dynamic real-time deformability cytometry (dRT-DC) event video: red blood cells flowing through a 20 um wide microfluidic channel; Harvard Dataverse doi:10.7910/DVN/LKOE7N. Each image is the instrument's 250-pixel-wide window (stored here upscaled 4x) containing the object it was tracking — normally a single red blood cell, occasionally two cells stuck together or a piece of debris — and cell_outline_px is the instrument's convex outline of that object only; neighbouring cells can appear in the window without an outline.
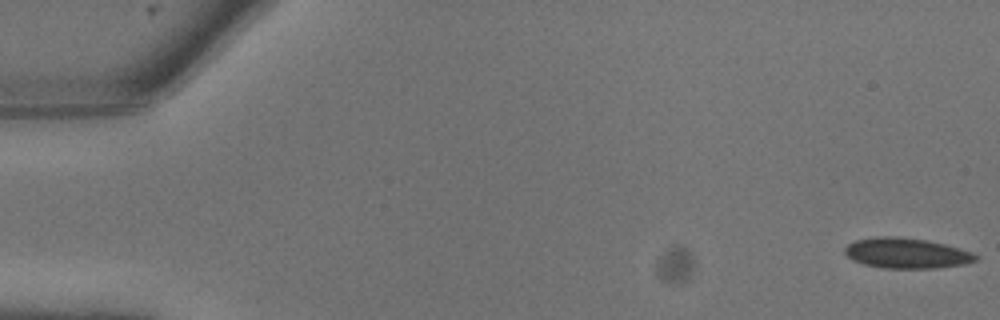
{"species": "common noctule bat (a hibernating species)", "species_latin": "Nyctalus noctula", "temperature_condition": "warm", "stored_images_in_passage": 12, "camera_frame_rate_fps": 3000, "um_per_image_px": 0.085, "animal": {"sex": "male", "body_mass_g": 13.3}, "frame": {"image": 1, "passage_image": 1, "time_ms": 0.0, "image_size_px": [1000, 320], "cell_outline_px": [[980, 256], [976, 260], [964, 264], [936, 268], [880, 268], [864, 264], [852, 260], [844, 252], [844, 248], [848, 244], [856, 240], [876, 236], [892, 236], [928, 240], [960, 248], [972, 252]], "centroid_in_image_um": [77.05, 21.52], "position_along_channel_um": 7.9, "area_um2": 23.24}}
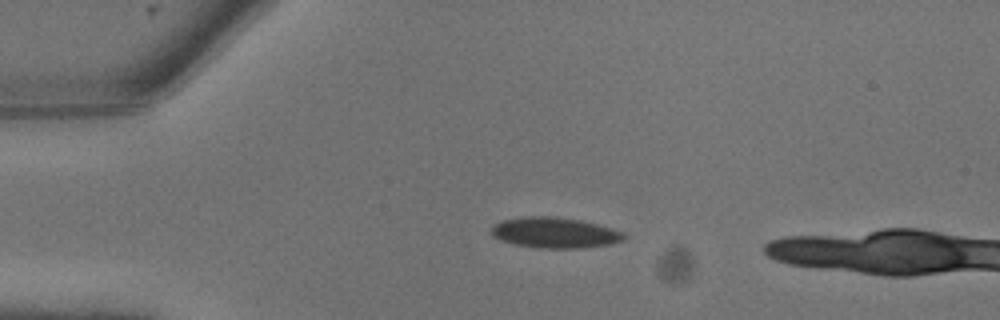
{"frame": {"image": 2, "passage_image": 6, "time_ms": 1.667, "image_size_px": [1000, 320], "cell_outline_px": [[624, 240], [608, 244], [576, 248], [536, 248], [516, 244], [500, 240], [492, 236], [492, 228], [496, 224], [504, 220], [524, 216], [556, 216], [580, 220], [596, 224], [624, 232]], "centroid_in_image_um": [47.13, 19.77], "position_along_channel_um": 37.9, "area_um2": 23.41}}
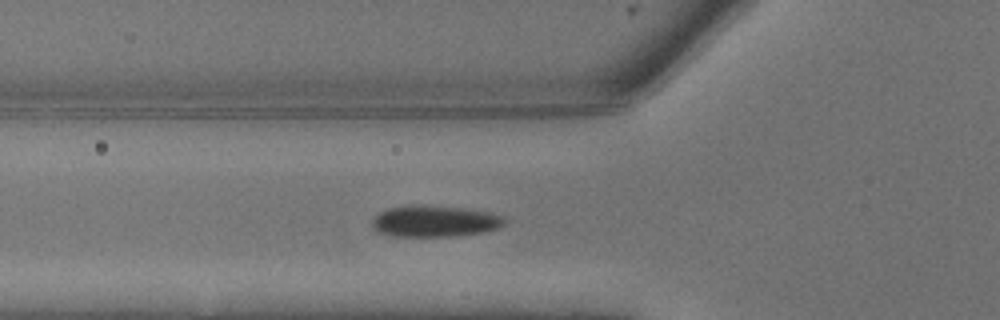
{"frame": {"image": 3, "passage_image": 9, "time_ms": 2.667, "image_size_px": [1000, 320], "cell_outline_px": [[508, 220], [500, 228], [484, 232], [456, 236], [392, 236], [376, 232], [372, 228], [372, 220], [380, 212], [388, 208], [416, 204], [464, 208], [488, 212], [504, 216]], "centroid_in_image_um": [36.97, 18.8], "position_along_channel_um": 88.8, "area_um2": 24.51}}